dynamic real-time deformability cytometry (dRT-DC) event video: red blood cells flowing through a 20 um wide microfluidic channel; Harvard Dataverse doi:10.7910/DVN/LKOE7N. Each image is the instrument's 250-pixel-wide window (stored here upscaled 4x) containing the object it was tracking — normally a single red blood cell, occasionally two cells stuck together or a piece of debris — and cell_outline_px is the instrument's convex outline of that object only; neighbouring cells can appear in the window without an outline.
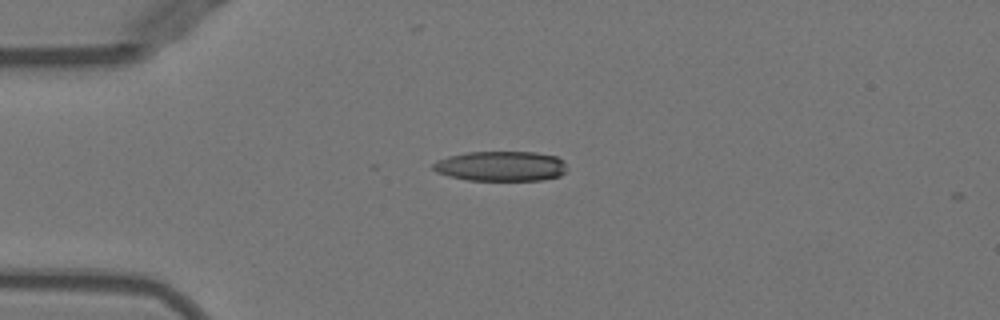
{"species": "Egyptian fruit bat (a non-hibernating species)", "species_latin": "Rousettus aegyptiacus", "temperature_condition": "warm", "stored_images_in_passage": 4, "camera_frame_rate_fps": 3000, "um_per_image_px": 0.085, "animal": {"sex": "female"}, "frame": {"image": 1, "passage_image": 1, "time_ms": 0.0, "image_size_px": [1000, 320], "cell_outline_px": [[564, 172], [560, 176], [540, 180], [468, 180], [448, 176], [436, 172], [432, 168], [432, 164], [448, 156], [468, 152], [536, 152], [556, 156], [564, 160]], "centroid_in_image_um": [42.56, 14.12], "position_along_channel_um": 42.4, "area_um2": 23.29}}